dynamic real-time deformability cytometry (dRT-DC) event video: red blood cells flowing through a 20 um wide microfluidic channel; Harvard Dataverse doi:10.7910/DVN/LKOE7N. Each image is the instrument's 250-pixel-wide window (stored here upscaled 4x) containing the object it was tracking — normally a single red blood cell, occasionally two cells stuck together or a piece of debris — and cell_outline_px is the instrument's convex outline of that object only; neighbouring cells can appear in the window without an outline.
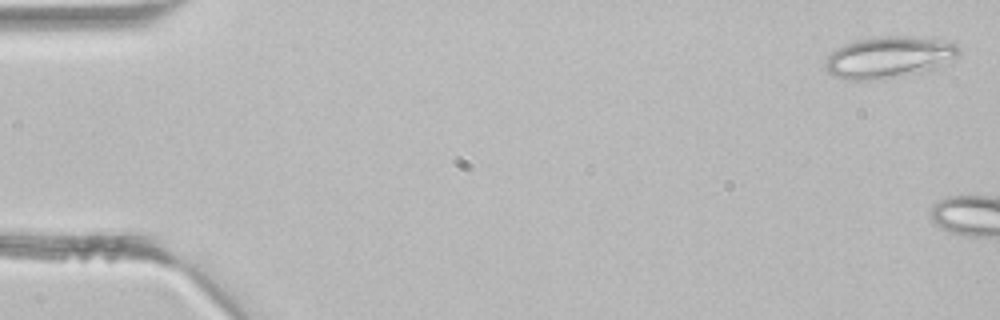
{"species": "common noctule bat (a hibernating species)", "species_latin": "Nyctalus noctula", "temperature_condition": "room temperature", "stored_images_in_passage": 4, "camera_frame_rate_fps": 3000, "um_per_image_px": 0.085, "animal": {"sex": "male", "body_mass_g": 21.5, "forearm_length_mm": 52.0}, "frame": {"image": 1, "passage_image": 1, "time_ms": 0.0, "image_size_px": [1000, 320], "cell_outline_px": [[960, 52], [952, 64], [904, 76], [880, 80], [848, 80], [832, 76], [824, 68], [824, 64], [828, 56], [832, 52], [844, 44], [856, 40], [880, 36], [936, 36], [960, 44]], "centroid_in_image_um": [75.68, 4.85], "position_along_channel_um": 9.3, "area_um2": 33.64}}